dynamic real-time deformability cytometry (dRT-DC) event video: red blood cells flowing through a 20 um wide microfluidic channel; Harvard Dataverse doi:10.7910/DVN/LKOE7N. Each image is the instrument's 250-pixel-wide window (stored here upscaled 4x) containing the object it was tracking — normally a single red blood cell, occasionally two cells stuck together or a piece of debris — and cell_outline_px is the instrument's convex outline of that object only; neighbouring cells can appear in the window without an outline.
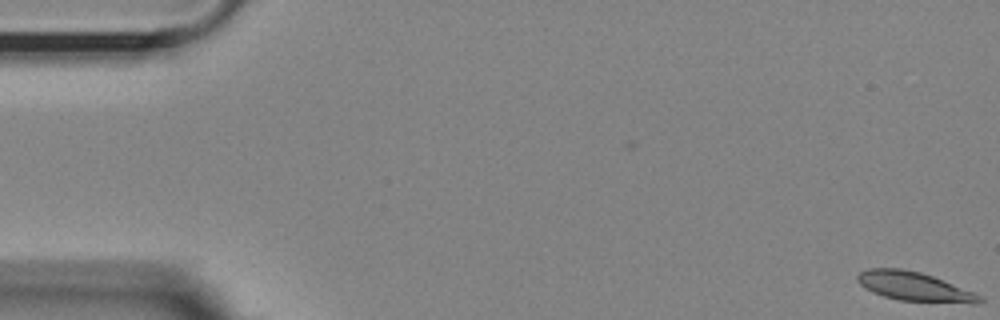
{"species": "Egyptian fruit bat (a non-hibernating species)", "species_latin": "Rousettus aegyptiacus", "temperature_condition": "room temperature", "stored_images_in_passage": 56, "camera_frame_rate_fps": 3000, "um_per_image_px": 0.085, "animal": {"sex": "female"}, "frame": {"image": 1, "passage_image": 1, "time_ms": 0.0, "image_size_px": [1000, 320], "cell_outline_px": [[984, 300], [980, 304], [972, 304], [900, 300], [884, 296], [872, 292], [864, 288], [856, 280], [856, 276], [860, 272], [868, 268], [900, 268], [920, 272], [932, 276], [972, 292], [980, 296]], "centroid_in_image_um": [77.68, 24.36], "position_along_channel_um": 7.3, "area_um2": 20.58}}
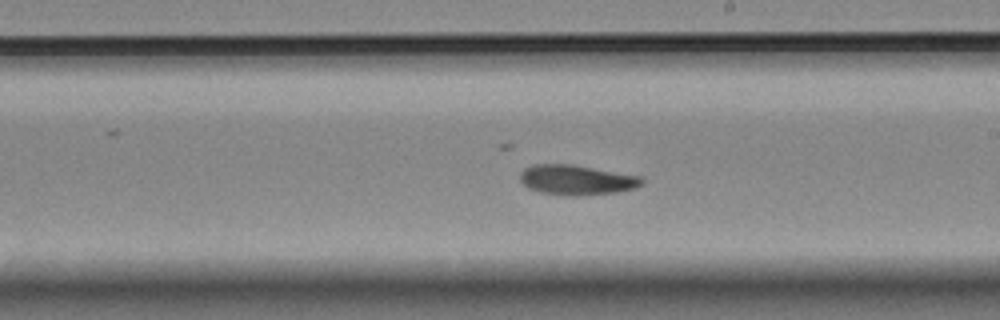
{"frame": {"image": 2, "passage_image": 32, "time_ms": 10.333, "image_size_px": [1000, 320], "cell_outline_px": [[644, 184], [636, 188], [616, 192], [580, 196], [568, 196], [540, 192], [528, 188], [520, 180], [520, 172], [524, 168], [532, 164], [572, 164], [644, 176]], "centroid_in_image_um": [49.05, 15.29], "position_along_channel_um": 239.9, "area_um2": 21.68}}
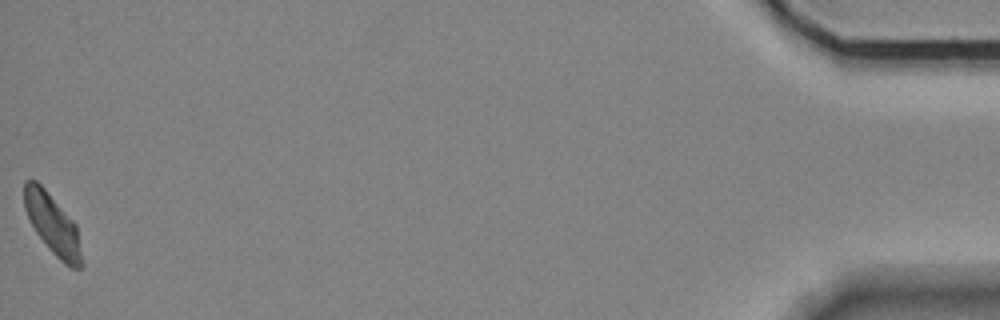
{"frame": {"image": 3, "passage_image": 56, "time_ms": 18.333, "image_size_px": [1000, 320], "cell_outline_px": [[84, 268], [72, 268], [64, 264], [52, 252], [36, 232], [24, 208], [24, 180], [36, 180], [44, 188], [76, 224], [84, 264]], "centroid_in_image_um": [4.5, 19.1], "position_along_channel_um": 430.7, "area_um2": 20.06}, "authors_computed_cell_mechanics": {"area_um2": 20.7502, "velocity_mm_per_s": 3.5828, "shape_relaxation_time_tau1_ms": 10.4614, "shape_relaxation_time_tau2_ms": 2.523, "deformation_change_tau1": 0.1963, "deformation_change_tau2": 0.071}}